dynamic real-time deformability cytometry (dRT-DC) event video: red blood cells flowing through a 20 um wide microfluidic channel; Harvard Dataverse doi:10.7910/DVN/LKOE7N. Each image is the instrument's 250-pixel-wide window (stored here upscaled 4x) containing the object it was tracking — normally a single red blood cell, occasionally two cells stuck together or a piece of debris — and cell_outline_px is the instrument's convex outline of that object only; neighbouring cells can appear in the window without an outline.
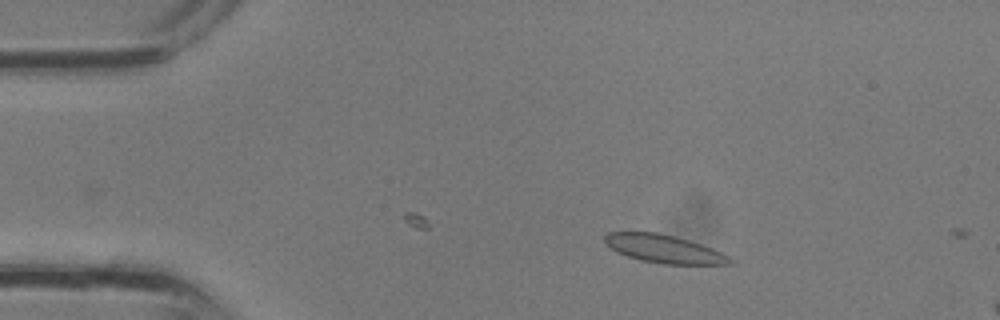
{"species": "common noctule bat (a hibernating species)", "species_latin": "Nyctalus noctula", "temperature_condition": "room temperature", "stored_images_in_passage": 2, "camera_frame_rate_fps": 3000, "um_per_image_px": 0.085, "animal": {"sex": "male", "body_mass_g": 13.3}, "frame": {"image": 1, "passage_image": 1, "time_ms": 0.0, "image_size_px": [1000, 320], "cell_outline_px": [[736, 260], [732, 264], [664, 264], [640, 260], [616, 252], [604, 240], [604, 236], [608, 232], [656, 232], [688, 240], [712, 248]], "centroid_in_image_um": [56.45, 21.16], "position_along_channel_um": 28.5, "area_um2": 20.29}}